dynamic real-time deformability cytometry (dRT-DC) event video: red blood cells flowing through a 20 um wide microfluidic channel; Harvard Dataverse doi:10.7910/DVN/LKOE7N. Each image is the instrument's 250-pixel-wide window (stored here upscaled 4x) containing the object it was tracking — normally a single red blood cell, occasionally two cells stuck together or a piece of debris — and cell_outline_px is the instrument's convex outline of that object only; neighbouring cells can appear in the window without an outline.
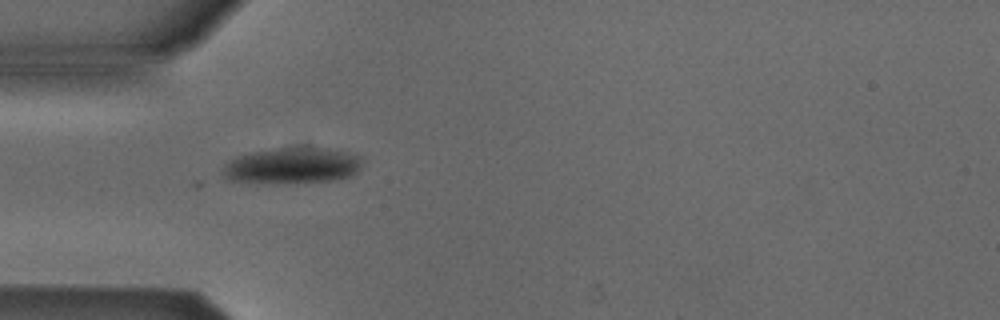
{"species": "Egyptian fruit bat (a non-hibernating species)", "species_latin": "Rousettus aegyptiacus", "temperature_condition": "cold", "stored_images_in_passage": 6, "camera_frame_rate_fps": 3000, "um_per_image_px": 0.085, "animal": {"sex": "male"}, "frame": {"image": 1, "passage_image": 5, "time_ms": 1.333, "image_size_px": [1000, 320], "cell_outline_px": [[360, 168], [352, 176], [336, 180], [296, 184], [276, 184], [224, 180], [220, 172], [224, 164], [228, 160], [236, 156], [252, 152], [296, 144], [300, 144], [328, 148], [360, 156]], "centroid_in_image_um": [24.77, 14.07], "position_along_channel_um": 60.2, "area_um2": 30.81}}